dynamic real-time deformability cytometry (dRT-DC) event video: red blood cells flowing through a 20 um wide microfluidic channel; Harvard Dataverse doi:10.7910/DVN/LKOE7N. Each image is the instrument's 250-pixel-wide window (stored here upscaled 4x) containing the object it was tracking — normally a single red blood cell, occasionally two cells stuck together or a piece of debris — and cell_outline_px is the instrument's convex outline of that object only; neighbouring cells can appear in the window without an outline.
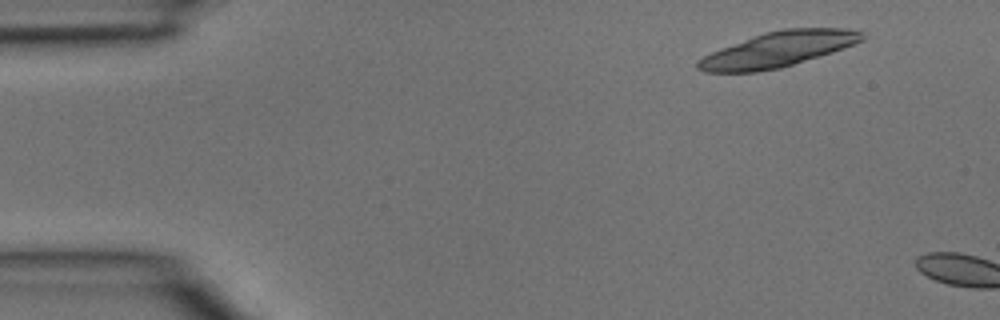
{"species": "common noctule bat (a hibernating species)", "species_latin": "Nyctalus noctula", "temperature_condition": "room temperature", "stored_images_in_passage": 3, "camera_frame_rate_fps": 3000, "um_per_image_px": 0.085, "animal": {"sex": "male", "body_mass_g": 15.6}, "frame": {"image": 1, "passage_image": 2, "time_ms": 0.333, "image_size_px": [1000, 320], "cell_outline_px": [[868, 36], [864, 40], [832, 52], [780, 68], [756, 72], [704, 72], [696, 68], [696, 60], [720, 48], [764, 32], [784, 28], [844, 28], [864, 32]], "centroid_in_image_um": [66.14, 4.19], "position_along_channel_um": 18.9, "area_um2": 33.64}}